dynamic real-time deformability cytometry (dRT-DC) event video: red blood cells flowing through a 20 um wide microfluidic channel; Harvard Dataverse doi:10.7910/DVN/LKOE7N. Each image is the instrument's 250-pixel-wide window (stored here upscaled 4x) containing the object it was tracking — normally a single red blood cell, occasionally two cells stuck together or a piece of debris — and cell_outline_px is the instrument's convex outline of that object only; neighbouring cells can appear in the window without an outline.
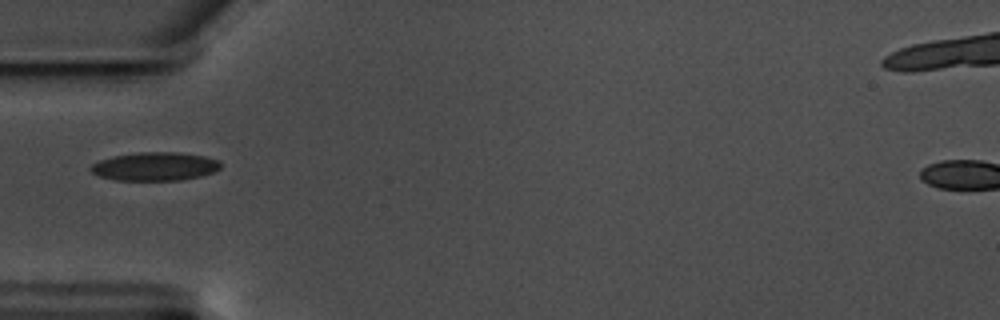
{"species": "common noctule bat (a hibernating species)", "species_latin": "Nyctalus noctula", "temperature_condition": "warm", "stored_images_in_passage": 40, "camera_frame_rate_fps": 3000, "um_per_image_px": 0.085, "animal": {"sex": "male", "body_mass_g": 17.5, "forearm_length_mm": 52.3}, "frame": {"image": 1, "passage_image": 1, "time_ms": 0.0, "image_size_px": [1000, 320], "cell_outline_px": [[220, 168], [212, 172], [200, 176], [180, 180], [116, 180], [100, 176], [92, 172], [88, 168], [92, 164], [100, 160], [112, 156], [140, 152], [176, 152], [204, 156], [220, 160]], "centroid_in_image_um": [13.15, 14.14], "position_along_channel_um": 71.8, "area_um2": 21.44}}
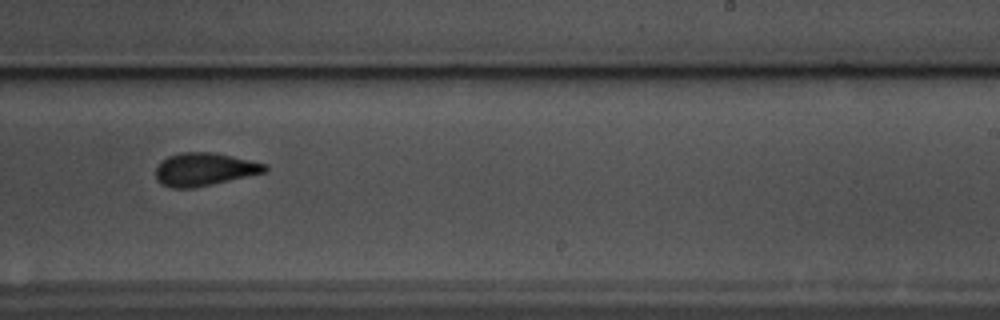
{"frame": {"image": 2, "passage_image": 18, "time_ms": 5.667, "image_size_px": [1000, 320], "cell_outline_px": [[268, 168], [264, 172], [212, 184], [192, 188], [172, 188], [160, 184], [156, 180], [156, 168], [168, 156], [180, 152], [212, 152], [268, 164]], "centroid_in_image_um": [17.34, 14.39], "position_along_channel_um": 271.7, "area_um2": 20.75}}
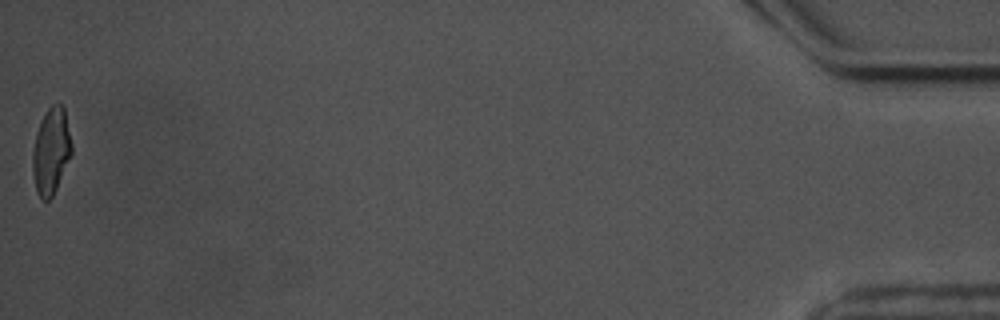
{"frame": {"image": 3, "passage_image": 40, "time_ms": 13.0, "image_size_px": [1000, 320], "cell_outline_px": [[72, 152], [56, 188], [52, 196], [48, 200], [44, 200], [36, 192], [32, 172], [32, 152], [36, 132], [40, 120], [48, 108], [52, 104], [60, 104], [64, 108], [72, 144]], "centroid_in_image_um": [4.32, 12.82], "position_along_channel_um": 430.9, "area_um2": 19.54}}